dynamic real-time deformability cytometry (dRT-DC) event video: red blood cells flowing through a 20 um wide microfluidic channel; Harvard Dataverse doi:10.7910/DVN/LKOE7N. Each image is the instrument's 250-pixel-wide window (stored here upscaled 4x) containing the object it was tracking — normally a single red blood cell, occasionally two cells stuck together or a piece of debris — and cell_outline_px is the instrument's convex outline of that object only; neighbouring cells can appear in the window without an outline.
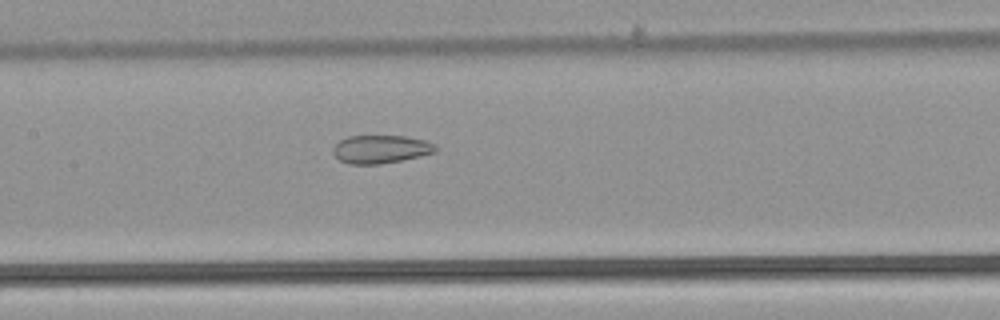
{"species": "common noctule bat (a hibernating species)", "species_latin": "Nyctalus noctula", "temperature_condition": "warm", "stored_images_in_passage": 53, "segment_of_instrument_passage": [2, 2], "camera_frame_rate_fps": 3000, "um_per_image_px": 0.085, "animal": {"sex": "male", "body_mass_g": 21.5, "forearm_length_mm": 52.0}, "frame": {"image": 1, "passage_image": 26, "time_ms": 8.333, "image_size_px": [1000, 320], "cell_outline_px": [[436, 152], [404, 160], [380, 164], [348, 164], [340, 160], [332, 152], [332, 148], [340, 140], [348, 136], [404, 136], [424, 140], [436, 144]], "centroid_in_image_um": [32.36, 12.68], "position_along_channel_um": 175.0, "area_um2": 16.88}}
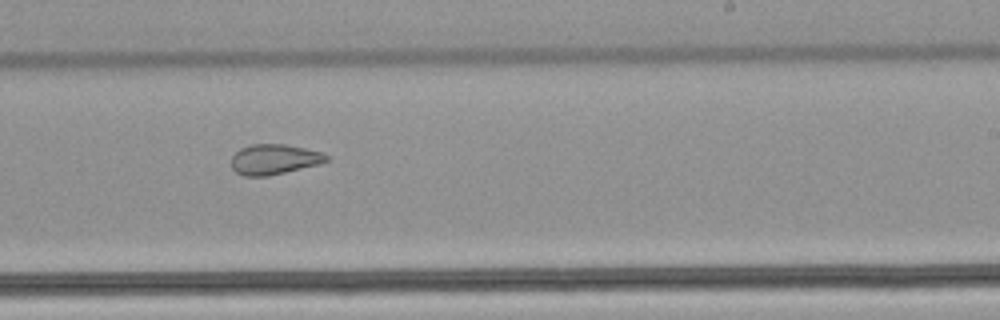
{"frame": {"image": 2, "passage_image": 33, "time_ms": 10.667, "image_size_px": [1000, 320], "cell_outline_px": [[328, 160], [320, 164], [268, 176], [244, 176], [236, 172], [232, 168], [232, 156], [240, 148], [252, 144], [284, 144], [304, 148], [320, 152], [328, 156]], "centroid_in_image_um": [23.29, 13.54], "position_along_channel_um": 265.7, "area_um2": 16.65}}
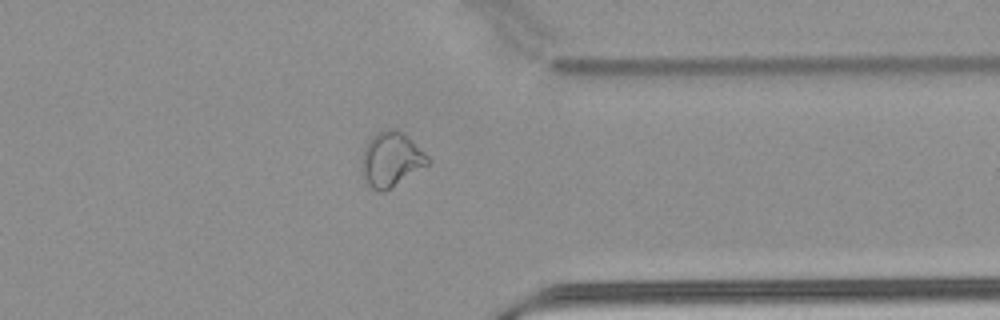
{"frame": {"image": 3, "passage_image": 42, "time_ms": 13.667, "image_size_px": [1000, 320], "cell_outline_px": [[432, 160], [428, 164], [384, 192], [380, 192], [372, 188], [368, 184], [364, 176], [364, 148], [368, 140], [376, 132], [384, 128], [400, 128]], "centroid_in_image_um": [33.28, 13.49], "position_along_channel_um": 378.1, "area_um2": 20.75}}